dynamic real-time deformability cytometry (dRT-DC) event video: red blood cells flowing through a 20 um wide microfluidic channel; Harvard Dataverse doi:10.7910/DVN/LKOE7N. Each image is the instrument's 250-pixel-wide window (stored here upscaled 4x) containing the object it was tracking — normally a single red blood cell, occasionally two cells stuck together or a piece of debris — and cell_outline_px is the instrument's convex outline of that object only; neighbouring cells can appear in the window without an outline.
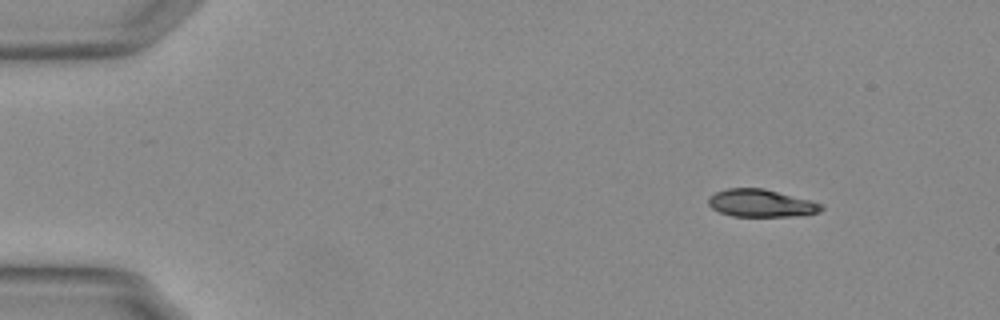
{"species": "Egyptian fruit bat (a non-hibernating species)", "species_latin": "Rousettus aegyptiacus", "temperature_condition": "warm", "stored_images_in_passage": 10, "camera_frame_rate_fps": 3000, "um_per_image_px": 0.085, "animal": {"sex": "female"}, "frame": {"image": 1, "passage_image": 1, "time_ms": 0.0, "image_size_px": [1000, 320], "cell_outline_px": [[824, 208], [820, 212], [792, 216], [732, 216], [720, 212], [712, 208], [708, 204], [708, 200], [716, 192], [728, 188], [764, 188], [824, 204]], "centroid_in_image_um": [64.71, 17.27], "position_along_channel_um": 20.3, "area_um2": 17.98}}